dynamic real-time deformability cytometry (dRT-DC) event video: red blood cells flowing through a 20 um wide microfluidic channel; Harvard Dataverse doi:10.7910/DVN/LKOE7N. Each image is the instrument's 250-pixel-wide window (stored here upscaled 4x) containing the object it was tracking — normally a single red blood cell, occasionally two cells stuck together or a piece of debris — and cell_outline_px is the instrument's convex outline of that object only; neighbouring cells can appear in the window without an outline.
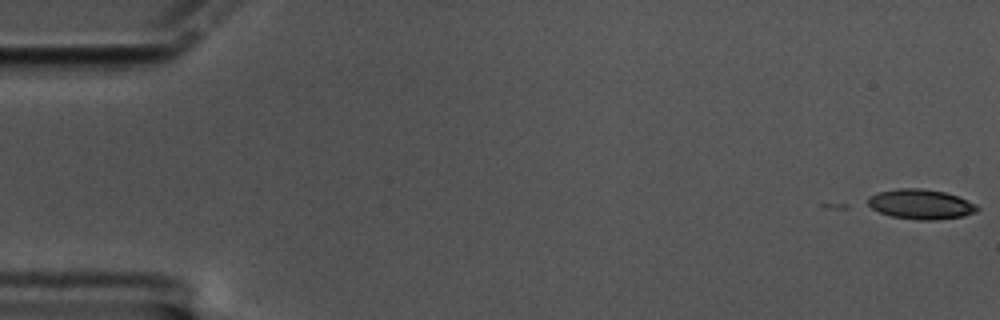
{"species": "common noctule bat (a hibernating species)", "species_latin": "Nyctalus noctula", "temperature_condition": "cold", "stored_images_in_passage": 3, "camera_frame_rate_fps": 3000, "um_per_image_px": 0.085, "animal": {"sex": "male", "body_mass_g": 17.5, "forearm_length_mm": 52.3}, "frame": {"image": 1, "passage_image": 1, "time_ms": 0.0, "image_size_px": [1000, 320], "cell_outline_px": [[980, 208], [976, 212], [964, 216], [936, 220], [916, 220], [892, 216], [880, 212], [864, 204], [868, 196], [880, 192], [900, 188], [920, 188], [944, 192], [956, 196], [976, 204]], "centroid_in_image_um": [78.24, 17.36], "position_along_channel_um": 6.8, "area_um2": 19.07}}